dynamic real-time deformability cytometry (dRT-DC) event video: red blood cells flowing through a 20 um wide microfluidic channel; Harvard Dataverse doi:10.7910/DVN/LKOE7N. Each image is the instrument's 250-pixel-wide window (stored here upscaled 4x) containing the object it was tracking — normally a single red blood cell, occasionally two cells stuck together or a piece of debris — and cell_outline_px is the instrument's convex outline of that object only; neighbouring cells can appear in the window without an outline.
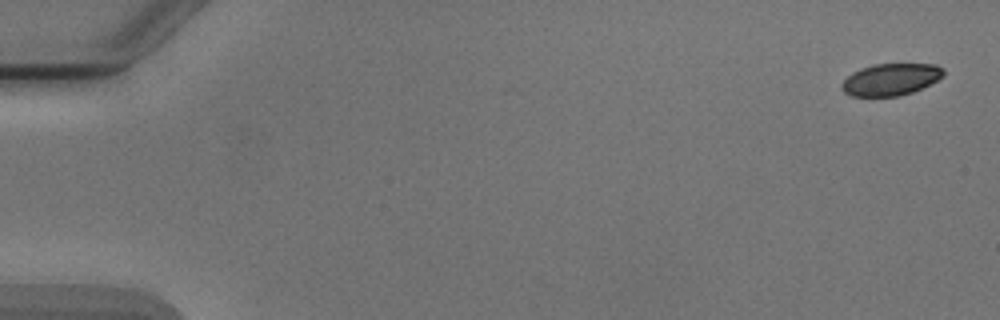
{"species": "Egyptian fruit bat (a non-hibernating species)", "species_latin": "Rousettus aegyptiacus", "temperature_condition": "cold", "stored_images_in_passage": 2, "camera_frame_rate_fps": 3000, "um_per_image_px": 0.085, "animal": {"sex": "male"}, "frame": {"image": 1, "passage_image": 1, "time_ms": 0.0, "image_size_px": [1000, 320], "cell_outline_px": [[944, 76], [912, 92], [900, 96], [852, 96], [844, 92], [840, 88], [840, 84], [852, 72], [860, 68], [872, 64], [936, 64], [944, 68]], "centroid_in_image_um": [75.69, 6.74], "position_along_channel_um": 9.3, "area_um2": 18.96}}